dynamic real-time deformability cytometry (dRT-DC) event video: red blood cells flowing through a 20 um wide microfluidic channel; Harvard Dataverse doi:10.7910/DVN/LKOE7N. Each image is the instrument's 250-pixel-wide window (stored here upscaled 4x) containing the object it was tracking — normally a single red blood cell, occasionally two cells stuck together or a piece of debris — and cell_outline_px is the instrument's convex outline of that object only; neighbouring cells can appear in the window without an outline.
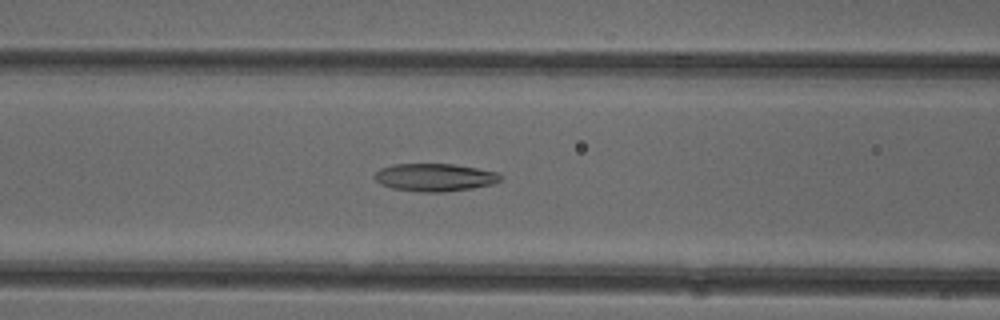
{"species": "common noctule bat (a hibernating species)", "species_latin": "Nyctalus noctula", "temperature_condition": "cold", "stored_images_in_passage": 38, "camera_frame_rate_fps": 3000, "um_per_image_px": 0.085, "animal": {"sex": "female"}, "frame": {"image": 1, "passage_image": 11, "time_ms": 3.333, "image_size_px": [1000, 320], "cell_outline_px": [[504, 176], [500, 180], [492, 184], [472, 188], [444, 192], [420, 192], [392, 188], [380, 184], [372, 176], [380, 168], [396, 164], [452, 164], [476, 168], [496, 172]], "centroid_in_image_um": [36.93, 15.08], "position_along_channel_um": 129.7, "area_um2": 20.35}}
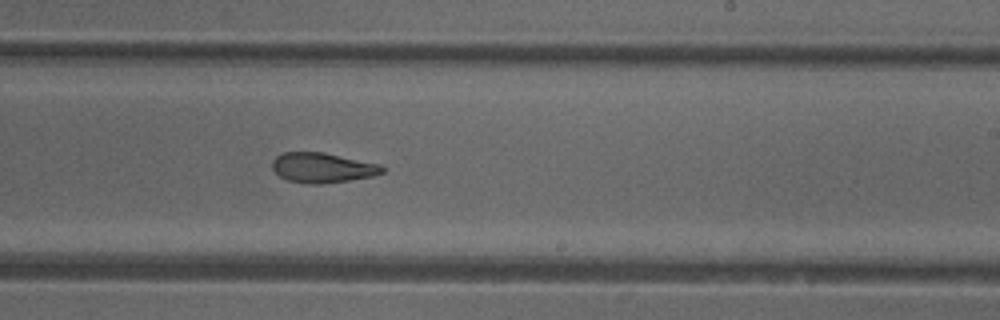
{"frame": {"image": 2, "passage_image": 21, "time_ms": 6.667, "image_size_px": [1000, 320], "cell_outline_px": [[384, 172], [372, 176], [348, 180], [320, 184], [308, 184], [288, 180], [280, 176], [272, 168], [272, 160], [276, 156], [284, 152], [324, 152], [380, 164], [384, 168]], "centroid_in_image_um": [27.4, 14.25], "position_along_channel_um": 261.6, "area_um2": 19.13}}
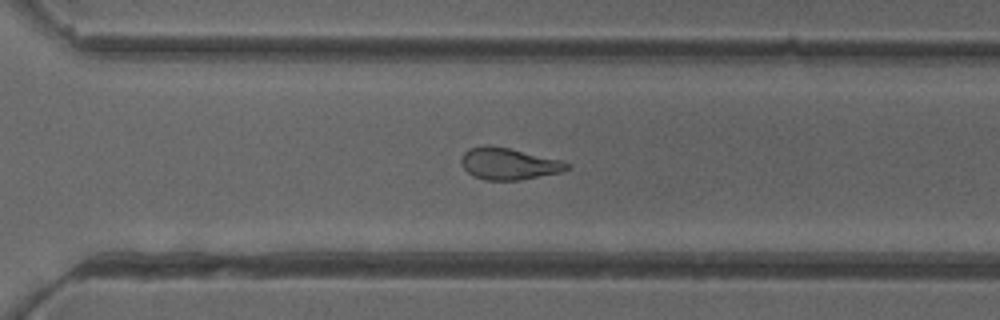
{"frame": {"image": 3, "passage_image": 26, "time_ms": 8.333, "image_size_px": [1000, 320], "cell_outline_px": [[572, 164], [564, 172], [520, 180], [484, 180], [472, 176], [460, 164], [460, 156], [468, 148], [484, 144], [488, 144], [508, 148], [564, 160]], "centroid_in_image_um": [43.24, 13.91], "position_along_channel_um": 327.4, "area_um2": 20.06}, "authors_computed_cell_mechanics": {"area_um2": 20.4901, "velocity_mm_per_s": 3.9708, "shape_relaxation_time_tau1_ms": null, "shape_relaxation_time_tau2_ms": 2.3145, "deformation_change_tau1": null, "deformation_change_tau2": 0.0989}}